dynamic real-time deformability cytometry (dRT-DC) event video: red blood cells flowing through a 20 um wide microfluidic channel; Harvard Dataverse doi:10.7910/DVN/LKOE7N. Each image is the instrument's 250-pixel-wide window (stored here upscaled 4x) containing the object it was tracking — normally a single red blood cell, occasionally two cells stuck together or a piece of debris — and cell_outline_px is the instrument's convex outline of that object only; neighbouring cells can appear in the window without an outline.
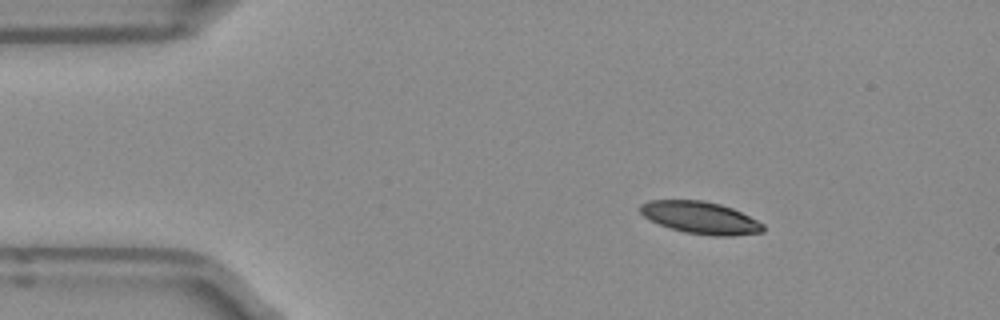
{"species": "Egyptian fruit bat (a non-hibernating species)", "species_latin": "Rousettus aegyptiacus", "temperature_condition": "room temperature", "stored_images_in_passage": 44, "camera_frame_rate_fps": 3000, "um_per_image_px": 0.085, "frame": {"image": 1, "passage_image": 1, "time_ms": 0.0, "image_size_px": [1000, 320], "cell_outline_px": [[764, 232], [732, 236], [712, 236], [684, 232], [660, 224], [644, 216], [640, 212], [640, 204], [648, 200], [704, 200], [720, 204], [732, 208], [764, 224]], "centroid_in_image_um": [59.55, 18.5], "position_along_channel_um": 25.5, "area_um2": 22.95}}
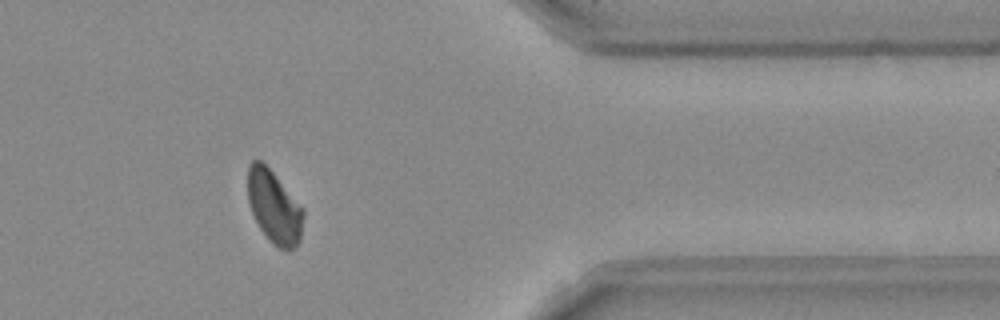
{"frame": {"image": 2, "passage_image": 35, "time_ms": 11.333, "image_size_px": [1000, 320], "cell_outline_px": [[304, 216], [300, 240], [288, 252], [272, 244], [260, 228], [252, 212], [248, 200], [248, 164], [252, 160], [260, 160], [272, 172], [304, 208]], "centroid_in_image_um": [23.31, 17.6], "position_along_channel_um": 388.1, "area_um2": 23.47}}
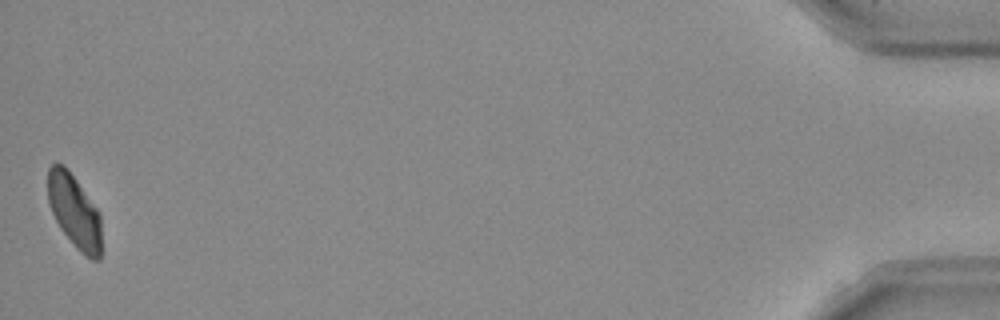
{"frame": {"image": 3, "passage_image": 44, "time_ms": 14.333, "image_size_px": [1000, 320], "cell_outline_px": [[100, 260], [92, 260], [84, 256], [76, 248], [60, 228], [52, 212], [48, 200], [48, 168], [52, 164], [64, 164], [100, 212]], "centroid_in_image_um": [6.32, 17.98], "position_along_channel_um": 428.9, "area_um2": 22.77}}